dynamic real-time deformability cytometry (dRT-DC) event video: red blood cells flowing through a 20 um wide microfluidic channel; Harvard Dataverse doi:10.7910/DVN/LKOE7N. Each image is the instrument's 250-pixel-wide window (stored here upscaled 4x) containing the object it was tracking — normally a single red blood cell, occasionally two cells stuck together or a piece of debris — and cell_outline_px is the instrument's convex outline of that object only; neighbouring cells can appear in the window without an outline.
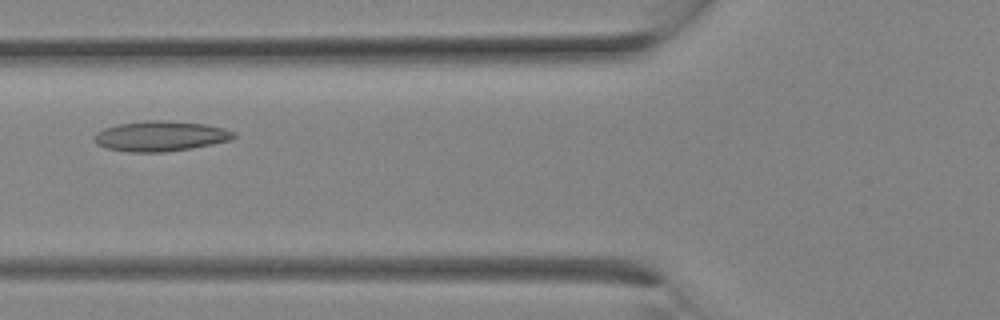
{"species": "Egyptian fruit bat (a non-hibernating species)", "species_latin": "Rousettus aegyptiacus", "temperature_condition": "room temperature", "stored_images_in_passage": 5, "camera_frame_rate_fps": 3000, "um_per_image_px": 0.085, "animal": {"sex": "female"}, "frame": {"image": 1, "passage_image": 4, "time_ms": 1.0, "image_size_px": [1000, 320], "cell_outline_px": [[236, 136], [232, 140], [192, 148], [164, 152], [128, 152], [108, 148], [100, 144], [96, 140], [96, 132], [104, 128], [116, 124], [144, 120], [160, 120], [204, 124], [224, 128], [236, 132]], "centroid_in_image_um": [13.69, 11.56], "position_along_channel_um": 112.1, "area_um2": 24.45}}